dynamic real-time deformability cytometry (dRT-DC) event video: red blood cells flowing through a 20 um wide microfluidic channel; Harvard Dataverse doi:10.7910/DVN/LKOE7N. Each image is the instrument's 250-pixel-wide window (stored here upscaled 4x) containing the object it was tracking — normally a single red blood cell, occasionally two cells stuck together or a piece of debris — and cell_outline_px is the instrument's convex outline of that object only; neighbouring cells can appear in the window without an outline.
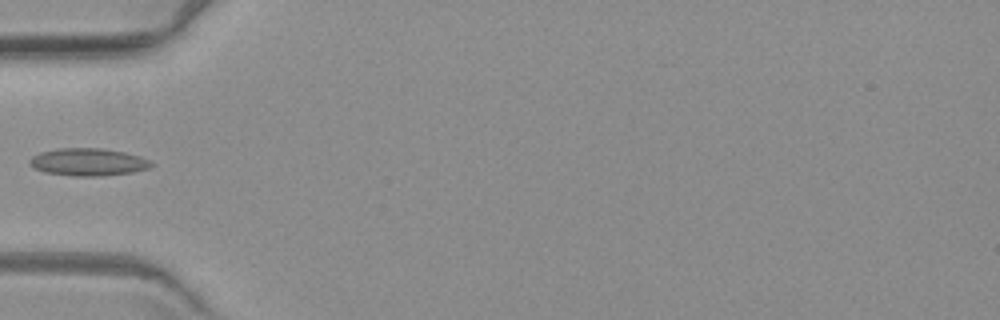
{"species": "common noctule bat (a hibernating species)", "species_latin": "Nyctalus noctula", "temperature_condition": "warm", "stored_images_in_passage": 1, "camera_frame_rate_fps": 3000, "um_per_image_px": 0.085, "animal": {"sex": "female", "body_mass_g": 19.3, "forearm_length_mm": 54.1}, "frame": {"image": 1, "passage_image": 1, "time_ms": 0.0, "image_size_px": [1000, 320], "cell_outline_px": [[156, 164], [148, 168], [132, 172], [100, 176], [72, 176], [44, 172], [32, 168], [28, 164], [28, 160], [32, 156], [40, 152], [56, 148], [104, 148], [124, 152], [140, 156]], "centroid_in_image_um": [7.45, 13.77], "position_along_channel_um": 77.6, "area_um2": 19.71}}